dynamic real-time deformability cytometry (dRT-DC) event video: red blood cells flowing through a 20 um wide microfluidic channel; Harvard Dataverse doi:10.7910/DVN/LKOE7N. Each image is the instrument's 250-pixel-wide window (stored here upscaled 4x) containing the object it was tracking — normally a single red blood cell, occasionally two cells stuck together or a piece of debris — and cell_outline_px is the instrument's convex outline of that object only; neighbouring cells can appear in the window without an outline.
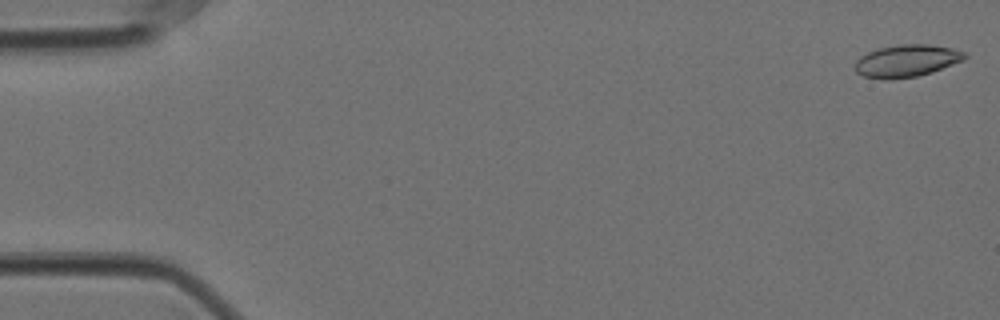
{"species": "Egyptian fruit bat (a non-hibernating species)", "species_latin": "Rousettus aegyptiacus", "temperature_condition": "cold", "stored_images_in_passage": 57, "camera_frame_rate_fps": 3000, "um_per_image_px": 0.085, "animal": {"sex": "female"}, "frame": {"image": 1, "passage_image": 1, "time_ms": 0.0, "image_size_px": [1000, 320], "cell_outline_px": [[968, 56], [964, 60], [932, 72], [916, 76], [864, 76], [856, 72], [856, 60], [860, 56], [868, 52], [880, 48], [900, 44], [928, 44], [952, 48], [964, 52]], "centroid_in_image_um": [77.13, 5.11], "position_along_channel_um": 7.9, "area_um2": 19.77}}
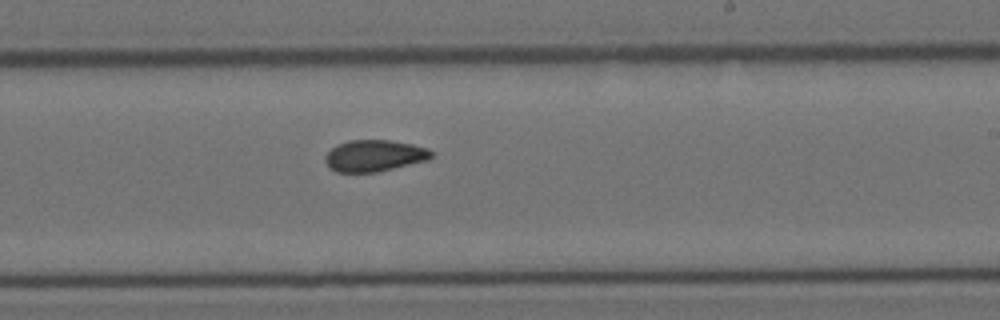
{"frame": {"image": 2, "passage_image": 34, "time_ms": 11.0, "image_size_px": [1000, 320], "cell_outline_px": [[432, 156], [428, 160], [376, 172], [336, 172], [328, 168], [324, 160], [324, 156], [336, 144], [348, 140], [388, 140], [412, 144], [428, 148], [432, 152]], "centroid_in_image_um": [31.78, 13.23], "position_along_channel_um": 257.2, "area_um2": 19.59}}
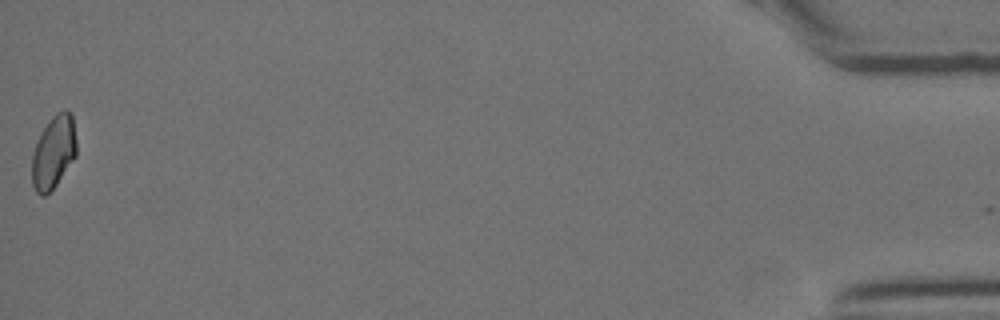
{"frame": {"image": 3, "passage_image": 57, "time_ms": 18.667, "image_size_px": [1000, 320], "cell_outline_px": [[76, 156], [56, 184], [44, 196], [40, 196], [36, 192], [32, 184], [32, 156], [36, 144], [44, 128], [52, 116], [56, 112], [64, 108], [68, 108], [72, 112], [76, 140]], "centroid_in_image_um": [4.57, 12.89], "position_along_channel_um": 430.6, "area_um2": 18.9}, "authors_computed_cell_mechanics": {"area_um2": 19.7676, "velocity_mm_per_s": 3.5326, "shape_relaxation_time_tau1_ms": null, "shape_relaxation_time_tau2_ms": 2.8207, "deformation_change_tau1": null, "deformation_change_tau2": 0.0679}}